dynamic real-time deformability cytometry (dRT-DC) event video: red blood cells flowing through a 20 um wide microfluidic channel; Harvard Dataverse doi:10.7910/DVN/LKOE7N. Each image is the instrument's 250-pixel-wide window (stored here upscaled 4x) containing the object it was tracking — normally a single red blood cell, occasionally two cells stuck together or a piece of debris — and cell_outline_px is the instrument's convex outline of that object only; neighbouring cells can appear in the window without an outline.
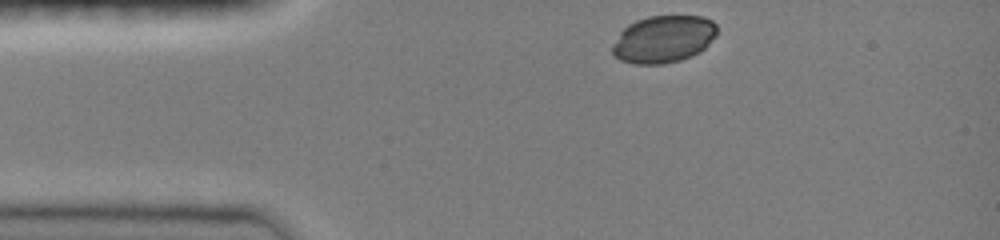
{"species": "common noctule bat (a hibernating species)", "species_latin": "Nyctalus noctula", "temperature_condition": "room temperature", "stored_images_in_passage": 34, "camera_frame_rate_fps": 3000, "um_per_image_px": 0.085, "animal": {"sex": "female", "body_mass_g": 19.0, "forearm_length_mm": 51.5}, "frame": {"image": 1, "passage_image": 1, "time_ms": 0.0, "image_size_px": [1000, 240], "cell_outline_px": [[716, 36], [700, 52], [692, 56], [680, 60], [660, 64], [632, 64], [620, 60], [612, 56], [612, 44], [620, 32], [628, 24], [636, 20], [648, 16], [704, 16], [712, 20], [716, 24]], "centroid_in_image_um": [56.37, 3.33], "position_along_channel_um": 28.6, "area_um2": 29.07}}